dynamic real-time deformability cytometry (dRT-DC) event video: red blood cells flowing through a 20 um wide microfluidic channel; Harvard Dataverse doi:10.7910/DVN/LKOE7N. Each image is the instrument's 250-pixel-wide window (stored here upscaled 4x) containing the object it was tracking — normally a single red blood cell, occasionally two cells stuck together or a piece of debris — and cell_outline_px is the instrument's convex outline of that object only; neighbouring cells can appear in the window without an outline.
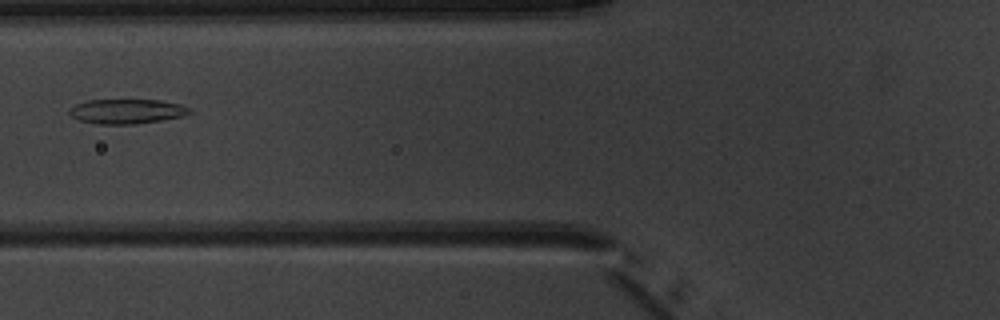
{"species": "common noctule bat (a hibernating species)", "species_latin": "Nyctalus noctula", "temperature_condition": "warm", "stored_images_in_passage": 7, "camera_frame_rate_fps": 3000, "um_per_image_px": 0.085, "animal": {"sex": "male", "body_mass_g": 20.1, "forearm_length_mm": 53.5}, "frame": {"image": 1, "passage_image": 6, "time_ms": 6.0, "image_size_px": [1000, 320], "cell_outline_px": [[192, 112], [180, 116], [160, 120], [136, 124], [96, 124], [80, 120], [72, 116], [68, 112], [68, 108], [76, 104], [88, 100], [160, 100], [180, 104], [192, 108]], "centroid_in_image_um": [10.76, 9.46], "position_along_channel_um": 115.0, "area_um2": 17.22}}
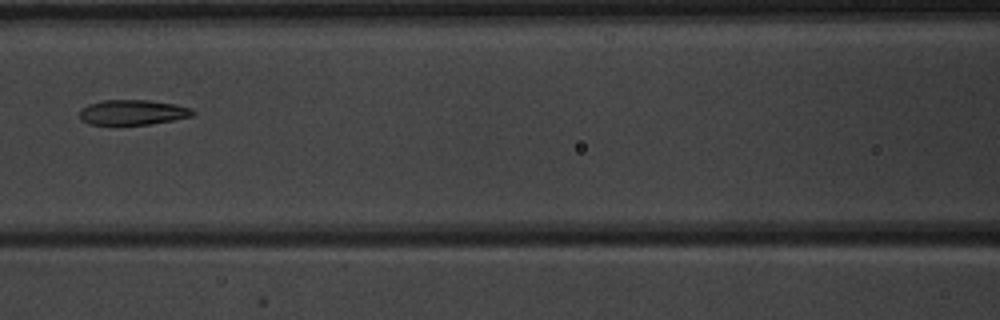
{"frame": {"image": 2, "passage_image": 7, "time_ms": 7.0, "image_size_px": [1000, 320], "cell_outline_px": [[196, 112], [192, 116], [172, 120], [148, 124], [88, 124], [80, 120], [80, 108], [88, 104], [104, 100], [152, 100], [176, 104], [192, 108]], "centroid_in_image_um": [11.28, 9.53], "position_along_channel_um": 155.3, "area_um2": 16.59}}